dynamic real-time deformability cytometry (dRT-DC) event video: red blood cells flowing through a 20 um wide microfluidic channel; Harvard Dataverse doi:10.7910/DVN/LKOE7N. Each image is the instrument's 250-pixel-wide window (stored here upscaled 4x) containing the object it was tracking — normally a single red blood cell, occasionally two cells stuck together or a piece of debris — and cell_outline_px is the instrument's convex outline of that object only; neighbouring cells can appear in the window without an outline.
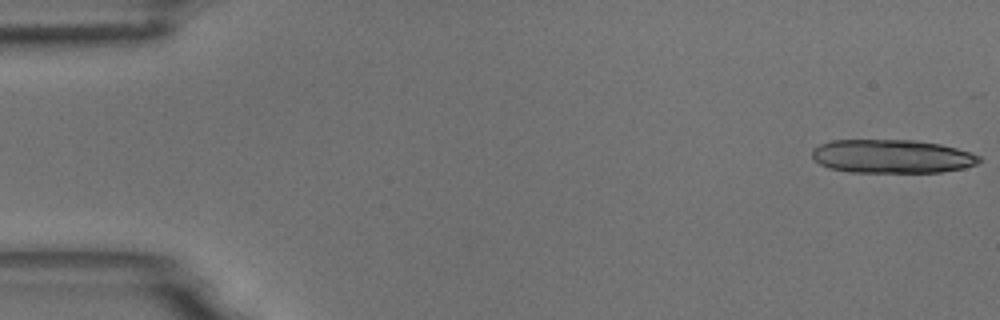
{"species": "common noctule bat (a hibernating species)", "species_latin": "Nyctalus noctula", "temperature_condition": "room temperature", "stored_images_in_passage": 15, "camera_frame_rate_fps": 3000, "um_per_image_px": 0.085, "animal": {"sex": "male", "body_mass_g": 18.8}, "frame": {"image": 1, "passage_image": 1, "time_ms": 0.0, "image_size_px": [1000, 320], "cell_outline_px": [[980, 160], [976, 164], [964, 168], [940, 172], [852, 172], [828, 168], [820, 164], [812, 156], [812, 148], [820, 144], [832, 140], [916, 140], [940, 144], [972, 152], [980, 156]], "centroid_in_image_um": [75.81, 13.28], "position_along_channel_um": 9.2, "area_um2": 32.77}}